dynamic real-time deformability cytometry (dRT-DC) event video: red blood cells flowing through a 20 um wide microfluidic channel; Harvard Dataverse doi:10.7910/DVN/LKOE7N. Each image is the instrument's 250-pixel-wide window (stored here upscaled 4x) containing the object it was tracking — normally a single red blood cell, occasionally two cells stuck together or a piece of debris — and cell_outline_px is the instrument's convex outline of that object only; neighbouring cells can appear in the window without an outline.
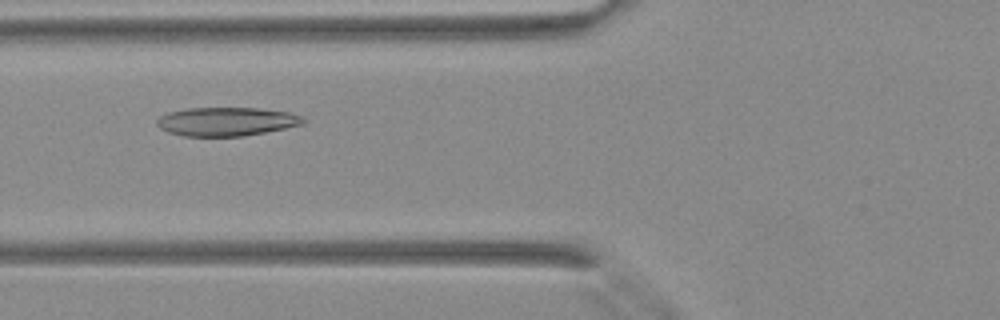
{"species": "Egyptian fruit bat (a non-hibernating species)", "species_latin": "Rousettus aegyptiacus", "temperature_condition": "warm", "stored_images_in_passage": 26, "camera_frame_rate_fps": 3000, "um_per_image_px": 0.085, "animal": {"sex": "female"}, "frame": {"image": 1, "passage_image": 6, "time_ms": 1.667, "image_size_px": [1000, 320], "cell_outline_px": [[308, 120], [304, 124], [244, 136], [184, 136], [168, 132], [160, 128], [156, 124], [156, 120], [160, 116], [168, 112], [188, 108], [260, 108], [288, 112], [304, 116]], "centroid_in_image_um": [19.27, 10.33], "position_along_channel_um": 106.5, "area_um2": 24.57}}
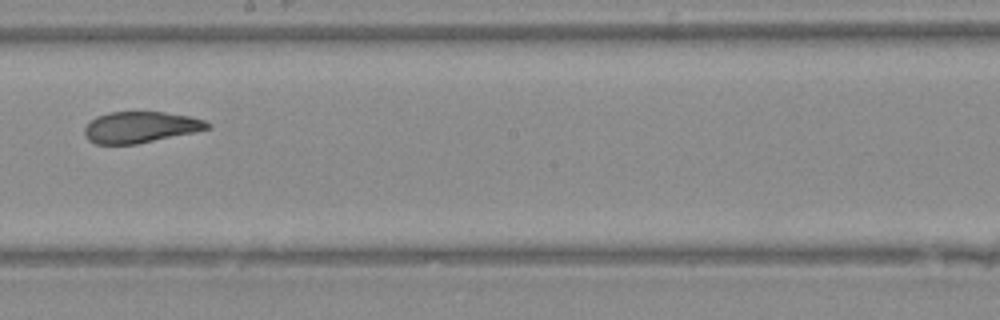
{"frame": {"image": 2, "passage_image": 14, "time_ms": 4.333, "image_size_px": [1000, 320], "cell_outline_px": [[212, 128], [136, 144], [96, 144], [88, 140], [84, 132], [84, 128], [96, 116], [108, 112], [164, 112], [188, 116], [204, 120], [212, 124]], "centroid_in_image_um": [11.93, 10.81], "position_along_channel_um": 236.3, "area_um2": 22.2}}
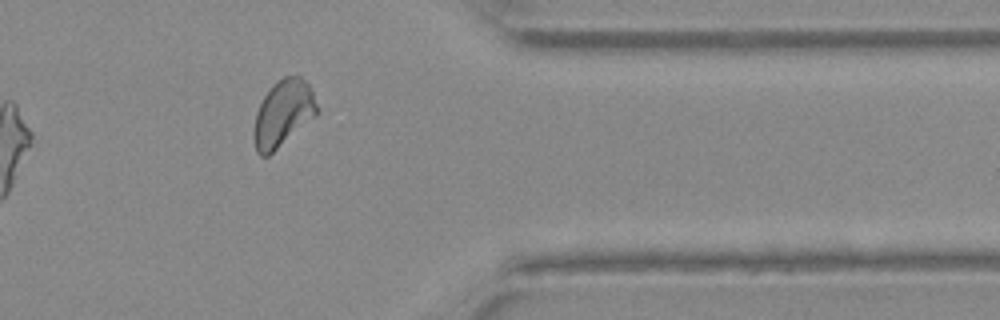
{"frame": {"image": 3, "passage_image": 24, "time_ms": 7.667, "image_size_px": [1000, 320], "cell_outline_px": [[320, 112], [316, 116], [268, 156], [260, 156], [256, 152], [252, 136], [252, 132], [256, 112], [264, 96], [272, 84], [276, 80], [284, 76], [300, 76], [308, 84], [312, 92]], "centroid_in_image_um": [24.04, 9.65], "position_along_channel_um": 387.4, "area_um2": 24.62}}